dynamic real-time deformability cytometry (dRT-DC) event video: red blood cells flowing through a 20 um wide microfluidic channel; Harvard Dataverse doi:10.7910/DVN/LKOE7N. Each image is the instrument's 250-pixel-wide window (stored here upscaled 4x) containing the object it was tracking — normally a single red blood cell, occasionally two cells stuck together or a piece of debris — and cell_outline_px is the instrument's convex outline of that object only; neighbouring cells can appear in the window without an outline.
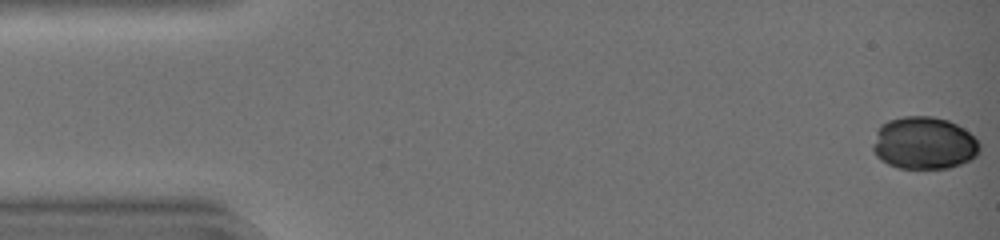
{"species": "common noctule bat (a hibernating species)", "species_latin": "Nyctalus noctula", "temperature_condition": "warm", "stored_images_in_passage": 35, "camera_frame_rate_fps": 3000, "um_per_image_px": 0.085, "animal": {"sex": "female", "body_mass_g": 19.0, "forearm_length_mm": 51.5}, "frame": {"image": 1, "passage_image": 1, "time_ms": 0.0, "image_size_px": [1000, 240], "cell_outline_px": [[980, 152], [976, 156], [960, 164], [948, 168], [900, 168], [888, 164], [880, 160], [876, 156], [872, 148], [872, 144], [876, 132], [880, 124], [888, 120], [904, 116], [932, 116], [948, 120], [964, 128], [980, 144]], "centroid_in_image_um": [78.51, 12.16], "position_along_channel_um": 6.5, "area_um2": 32.77}}
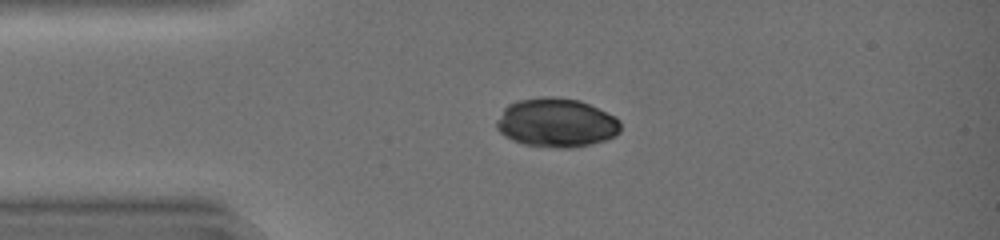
{"frame": {"image": 2, "passage_image": 11, "time_ms": 3.333, "image_size_px": [1000, 240], "cell_outline_px": [[620, 132], [616, 136], [592, 144], [572, 148], [560, 148], [524, 144], [512, 140], [504, 136], [496, 128], [496, 120], [504, 108], [508, 104], [520, 100], [544, 96], [552, 96], [580, 100], [620, 120]], "centroid_in_image_um": [47.27, 10.44], "position_along_channel_um": 37.7, "area_um2": 35.32}}
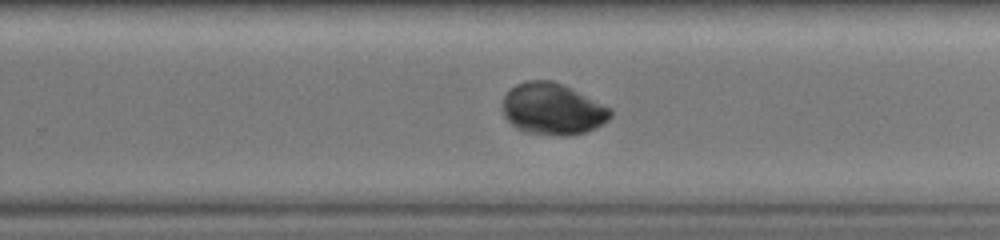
{"frame": {"image": 3, "passage_image": 30, "time_ms": 9.667, "image_size_px": [1000, 240], "cell_outline_px": [[612, 116], [608, 120], [596, 128], [584, 132], [568, 136], [560, 136], [524, 132], [516, 128], [504, 116], [504, 96], [516, 84], [524, 80], [552, 80], [564, 84], [612, 108]], "centroid_in_image_um": [47.0, 9.26], "position_along_channel_um": 282.8, "area_um2": 32.6}}